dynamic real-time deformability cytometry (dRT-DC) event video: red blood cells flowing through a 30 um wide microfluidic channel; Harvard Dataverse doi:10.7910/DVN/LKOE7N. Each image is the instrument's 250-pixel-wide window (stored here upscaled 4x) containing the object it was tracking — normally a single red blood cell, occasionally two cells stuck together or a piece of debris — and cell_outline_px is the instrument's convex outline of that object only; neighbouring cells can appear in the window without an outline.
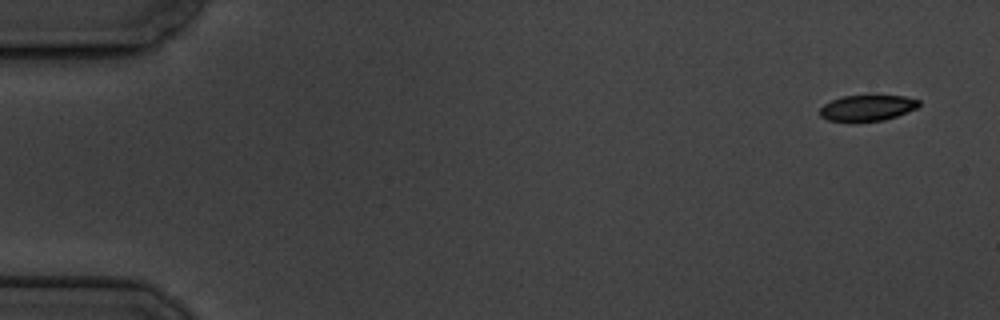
{"species": "common noctule bat (a hibernating species)", "species_latin": "Nyctalus noctula", "temperature_condition": "cold", "stored_images_in_passage": 5, "camera_frame_rate_fps": 3000, "um_per_image_px": 0.085, "animal": {"sex": "male", "body_mass_g": 19.5, "forearm_length_mm": 54.6}, "frame": {"image": 1, "passage_image": 1, "time_ms": 0.0, "image_size_px": [1000, 320], "cell_outline_px": [[920, 104], [916, 108], [896, 116], [884, 120], [828, 120], [820, 116], [820, 108], [824, 104], [832, 100], [844, 96], [868, 92], [904, 96], [920, 100]], "centroid_in_image_um": [73.75, 9.09], "position_along_channel_um": 11.2, "area_um2": 15.32}}
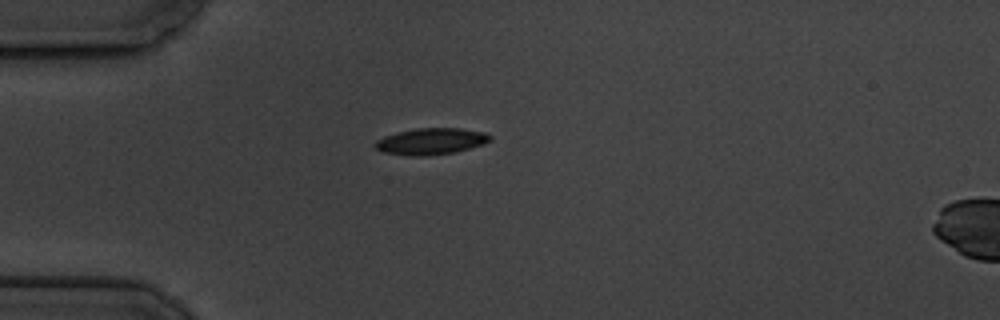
{"frame": {"image": 2, "passage_image": 4, "time_ms": 4.333, "image_size_px": [1000, 320], "cell_outline_px": [[492, 140], [484, 144], [456, 152], [428, 156], [408, 156], [384, 152], [376, 148], [372, 144], [376, 140], [384, 136], [396, 132], [416, 128], [460, 128], [488, 132], [492, 136]], "centroid_in_image_um": [36.66, 12.01], "position_along_channel_um": 48.3, "area_um2": 18.09}}